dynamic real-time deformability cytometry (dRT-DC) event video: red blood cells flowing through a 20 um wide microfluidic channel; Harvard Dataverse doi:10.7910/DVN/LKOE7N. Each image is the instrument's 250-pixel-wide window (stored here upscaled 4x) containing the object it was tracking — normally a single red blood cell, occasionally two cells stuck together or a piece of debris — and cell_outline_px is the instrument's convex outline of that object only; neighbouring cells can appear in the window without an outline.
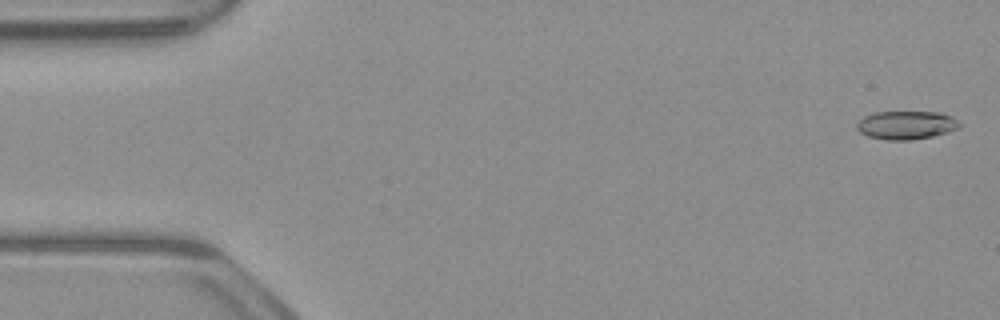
{"species": "common noctule bat (a hibernating species)", "species_latin": "Nyctalus noctula", "temperature_condition": "warm", "stored_images_in_passage": 52, "camera_frame_rate_fps": 3000, "um_per_image_px": 0.085, "animal": {"sex": "male", "body_mass_g": 23.1, "forearm_length_mm": 52.7}, "frame": {"image": 1, "passage_image": 1, "time_ms": 0.0, "image_size_px": [1000, 320], "cell_outline_px": [[960, 128], [948, 132], [932, 136], [912, 140], [888, 140], [868, 136], [860, 132], [856, 128], [856, 124], [864, 116], [876, 112], [940, 112], [952, 116], [960, 124]], "centroid_in_image_um": [77.04, 10.63], "position_along_channel_um": 8.0, "area_um2": 16.99}}
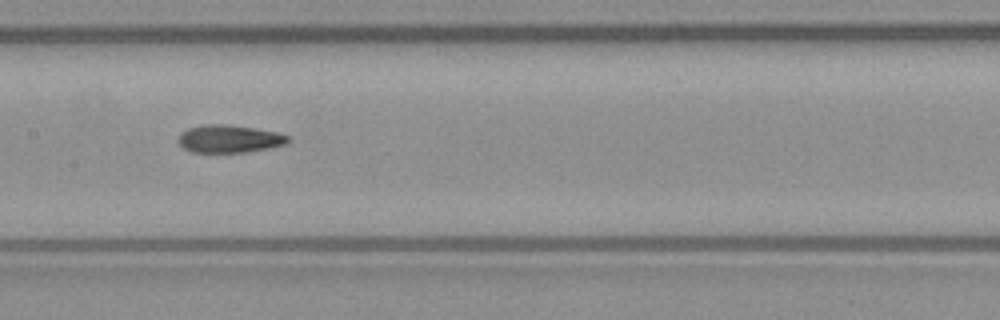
{"frame": {"image": 2, "passage_image": 25, "time_ms": 8.0, "image_size_px": [1000, 320], "cell_outline_px": [[292, 140], [284, 144], [268, 148], [244, 152], [192, 152], [184, 148], [176, 140], [180, 132], [188, 128], [204, 124], [228, 124], [276, 132], [288, 136]], "centroid_in_image_um": [19.44, 11.79], "position_along_channel_um": 188.0, "area_um2": 17.69}}
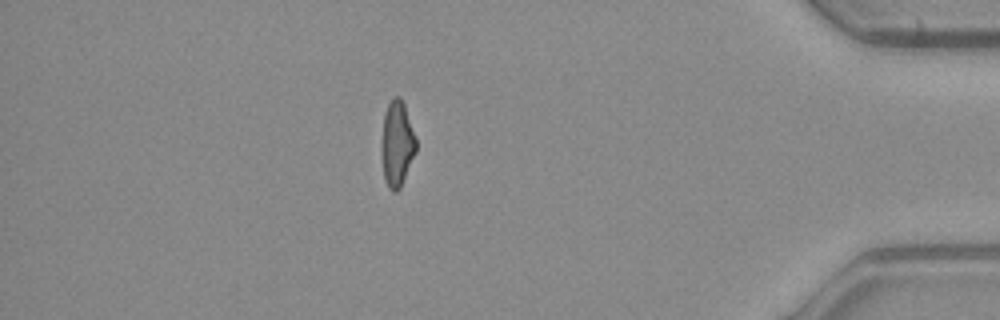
{"frame": {"image": 3, "passage_image": 45, "time_ms": 14.667, "image_size_px": [1000, 320], "cell_outline_px": [[416, 152], [400, 188], [396, 192], [392, 192], [388, 188], [384, 180], [380, 152], [380, 144], [384, 116], [388, 104], [392, 96], [400, 96], [404, 104], [416, 140]], "centroid_in_image_um": [33.71, 12.25], "position_along_channel_um": 401.5, "area_um2": 17.46}, "authors_computed_cell_mechanics": {"area_um2": 17.6868, "velocity_mm_per_s": 3.9325, "shape_relaxation_time_tau1_ms": 5.3556, "shape_relaxation_time_tau2_ms": 3.2833, "deformation_change_tau1": 0.1766, "deformation_change_tau2": 0.1108}}